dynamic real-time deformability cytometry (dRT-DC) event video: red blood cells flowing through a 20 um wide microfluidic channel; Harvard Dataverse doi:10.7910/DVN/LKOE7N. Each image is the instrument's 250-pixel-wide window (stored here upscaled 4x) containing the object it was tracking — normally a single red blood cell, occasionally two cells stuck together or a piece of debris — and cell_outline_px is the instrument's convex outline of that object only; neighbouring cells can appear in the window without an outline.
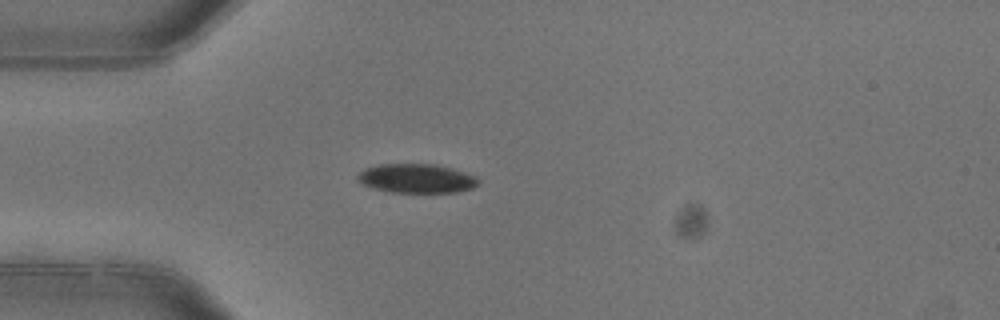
{"species": "common noctule bat (a hibernating species)", "species_latin": "Nyctalus noctula", "temperature_condition": "warm", "stored_images_in_passage": 2, "camera_frame_rate_fps": 3000, "um_per_image_px": 0.085, "animal": {"sex": "female"}, "frame": {"image": 1, "passage_image": 1, "time_ms": 0.0, "image_size_px": [1000, 320], "cell_outline_px": [[480, 184], [472, 188], [456, 192], [392, 192], [376, 188], [364, 184], [356, 176], [364, 168], [380, 164], [436, 164], [452, 168], [476, 176], [480, 180]], "centroid_in_image_um": [35.46, 15.15], "position_along_channel_um": 49.5, "area_um2": 20.35}}